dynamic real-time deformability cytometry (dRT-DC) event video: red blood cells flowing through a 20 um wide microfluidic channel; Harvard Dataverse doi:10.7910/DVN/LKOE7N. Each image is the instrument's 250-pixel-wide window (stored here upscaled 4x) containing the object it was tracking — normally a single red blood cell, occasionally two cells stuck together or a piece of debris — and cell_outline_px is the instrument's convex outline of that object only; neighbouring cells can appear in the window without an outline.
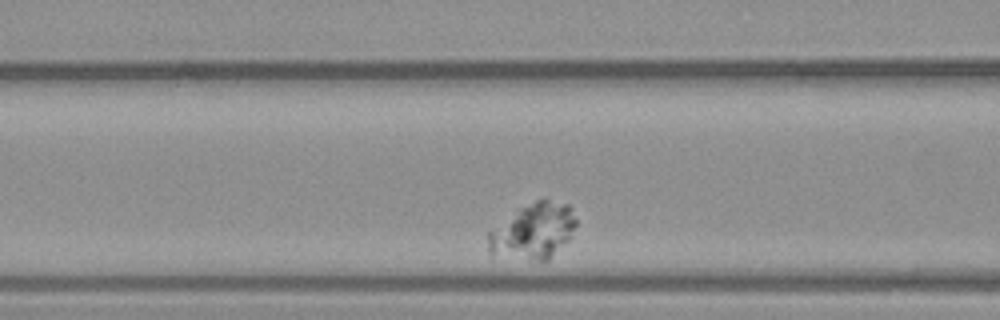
{"species": "common noctule bat (a hibernating species)", "species_latin": "Nyctalus noctula", "temperature_condition": "warm", "stored_images_in_passage": 29, "camera_frame_rate_fps": 3000, "um_per_image_px": 0.085, "animal": {"sex": "male", "body_mass_g": 23.1, "forearm_length_mm": 52.7}, "frame": {"image": 1, "passage_image": 7, "time_ms": 2.0, "image_size_px": [1000, 320], "cell_outline_px": [[576, 224], [572, 236], [548, 260], [536, 260], [492, 256], [488, 252], [488, 232], [520, 208], [536, 200], [548, 196], [568, 204], [572, 208], [576, 220]], "centroid_in_image_um": [45.35, 19.63], "position_along_channel_um": 121.3, "area_um2": 28.9}}
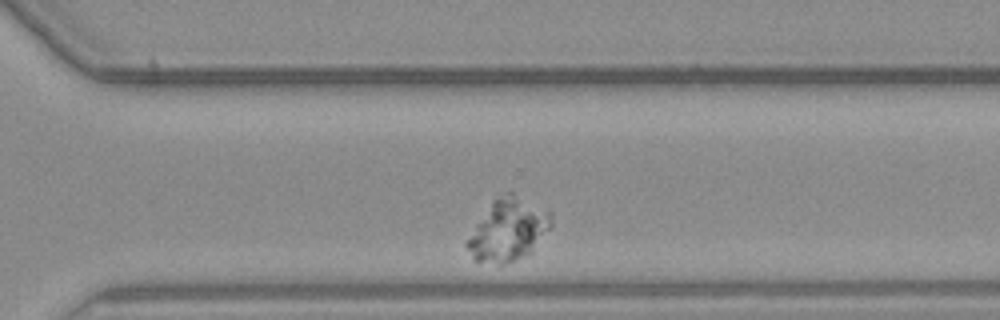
{"frame": {"image": 2, "passage_image": 26, "time_ms": 8.333, "image_size_px": [1000, 320], "cell_outline_px": [[552, 224], [532, 252], [504, 264], [500, 264], [476, 260], [472, 256], [464, 244], [492, 200], [508, 192], [512, 192], [552, 212]], "centroid_in_image_um": [43.22, 19.52], "position_along_channel_um": 327.4, "area_um2": 30.06}}
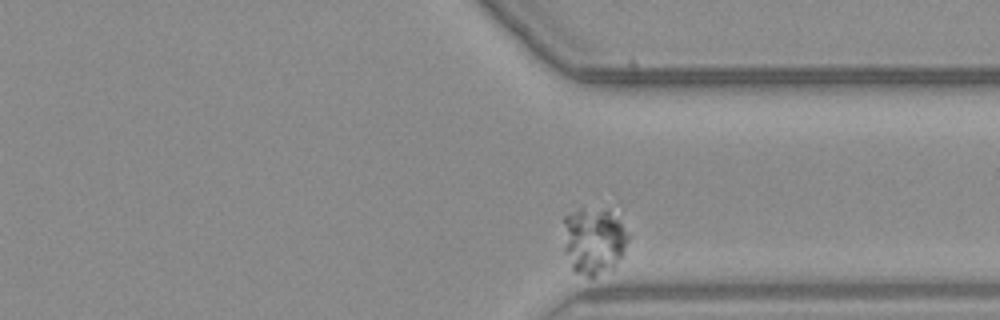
{"frame": {"image": 3, "passage_image": 29, "time_ms": 9.333, "image_size_px": [1000, 320], "cell_outline_px": [[628, 240], [624, 252], [612, 268], [592, 276], [588, 276], [576, 272], [572, 268], [564, 248], [564, 216], [572, 200], [620, 200], [628, 236]], "centroid_in_image_um": [50.53, 20.0], "position_along_channel_um": 360.9, "area_um2": 29.42}}